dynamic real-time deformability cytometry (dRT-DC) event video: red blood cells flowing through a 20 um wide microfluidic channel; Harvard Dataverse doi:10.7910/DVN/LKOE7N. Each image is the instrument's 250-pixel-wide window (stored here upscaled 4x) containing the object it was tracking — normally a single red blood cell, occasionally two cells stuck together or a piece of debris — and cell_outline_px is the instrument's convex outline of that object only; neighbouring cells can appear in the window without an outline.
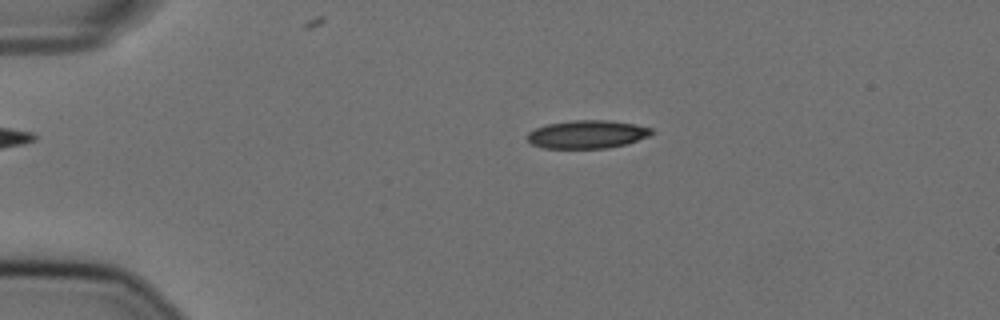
{"species": "Egyptian fruit bat (a non-hibernating species)", "species_latin": "Rousettus aegyptiacus", "temperature_condition": "cold", "stored_images_in_passage": 56, "camera_frame_rate_fps": 3000, "um_per_image_px": 0.085, "animal": {"sex": "female"}, "frame": {"image": 1, "passage_image": 12, "time_ms": 3.667, "image_size_px": [1000, 320], "cell_outline_px": [[652, 132], [648, 136], [628, 144], [604, 148], [544, 148], [532, 144], [524, 136], [528, 132], [536, 128], [548, 124], [572, 120], [612, 120], [636, 124], [652, 128]], "centroid_in_image_um": [49.9, 11.41], "position_along_channel_um": 35.1, "area_um2": 20.46}}
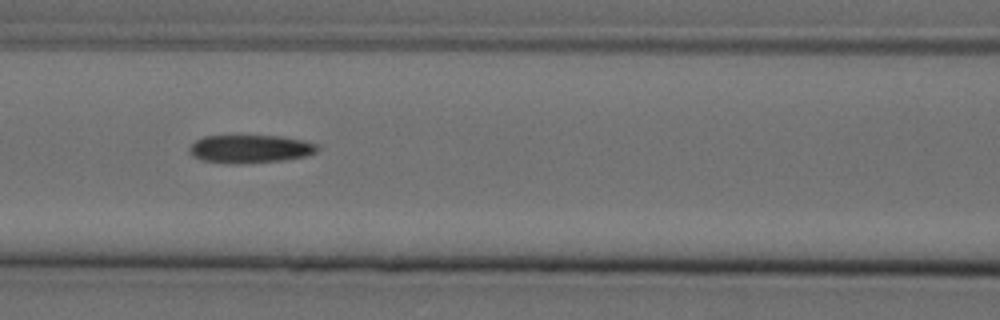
{"frame": {"image": 2, "passage_image": 25, "time_ms": 8.0, "image_size_px": [1000, 320], "cell_outline_px": [[320, 148], [316, 152], [308, 156], [284, 160], [236, 164], [228, 164], [204, 160], [192, 156], [188, 152], [188, 148], [196, 140], [204, 136], [280, 136], [304, 140], [316, 144]], "centroid_in_image_um": [21.27, 12.66], "position_along_channel_um": 145.3, "area_um2": 21.1}}
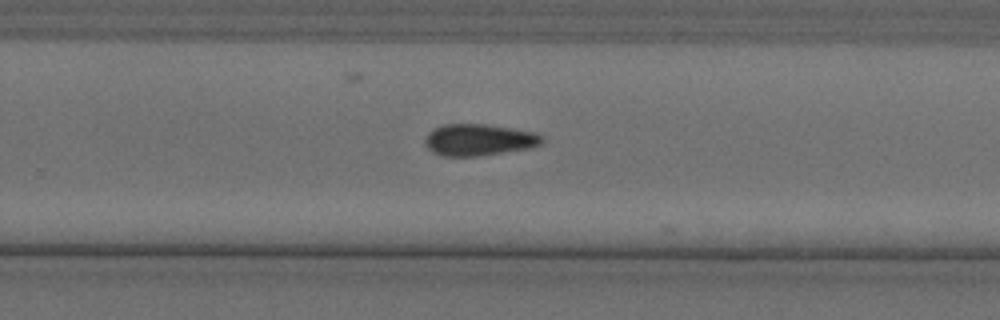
{"frame": {"image": 3, "passage_image": 37, "time_ms": 12.0, "image_size_px": [1000, 320], "cell_outline_px": [[544, 140], [540, 144], [532, 148], [480, 156], [440, 156], [432, 152], [428, 148], [424, 140], [424, 136], [432, 128], [444, 124], [484, 124], [536, 132], [544, 136]], "centroid_in_image_um": [40.7, 11.89], "position_along_channel_um": 289.1, "area_um2": 21.91}, "authors_computed_cell_mechanics": {"area_um2": 20.8369, "velocity_mm_per_s": 3.6076, "shape_relaxation_time_tau1_ms": 5.3233, "shape_relaxation_time_tau2_ms": null, "deformation_change_tau1": 0.136, "deformation_change_tau2": null}}